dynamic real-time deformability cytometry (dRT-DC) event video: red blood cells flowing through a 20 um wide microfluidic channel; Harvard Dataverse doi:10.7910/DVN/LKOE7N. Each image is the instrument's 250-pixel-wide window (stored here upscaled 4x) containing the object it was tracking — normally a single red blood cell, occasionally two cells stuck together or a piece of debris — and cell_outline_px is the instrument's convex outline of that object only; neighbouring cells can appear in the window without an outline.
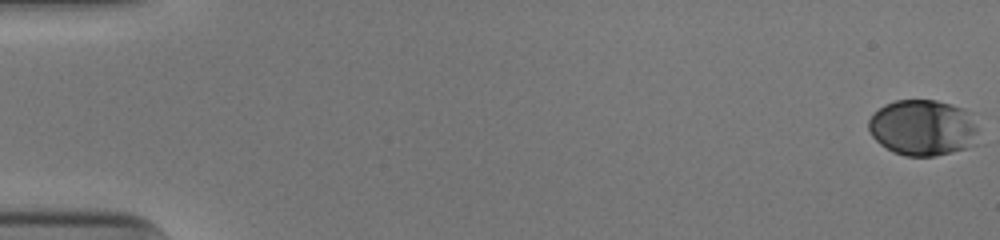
{"species": "human", "species_latin": "Homo sapiens", "temperature_condition": "cold", "stored_images_in_passage": 54, "camera_frame_rate_fps": 3000, "um_per_image_px": 0.085, "donor": {"sex": "male"}, "frame": {"image": 1, "passage_image": 1, "time_ms": 0.0, "image_size_px": [1000, 240], "cell_outline_px": [[984, 144], [936, 156], [904, 156], [892, 152], [880, 144], [872, 136], [868, 128], [868, 120], [872, 112], [884, 104], [896, 100], [936, 100], [952, 104], [976, 112], [984, 140]], "centroid_in_image_um": [78.61, 10.86], "position_along_channel_um": 6.4, "area_um2": 37.92}}
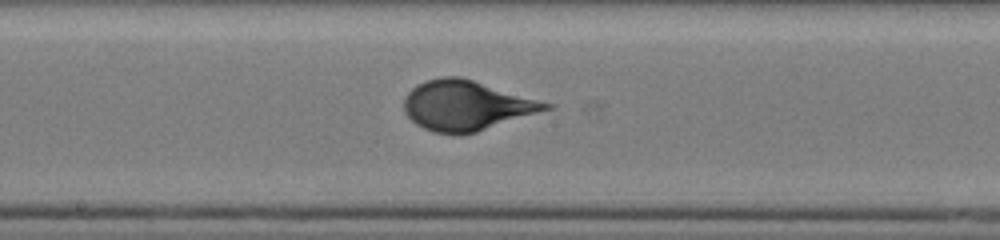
{"frame": {"image": 2, "passage_image": 30, "time_ms": 9.667, "image_size_px": [1000, 240], "cell_outline_px": [[552, 108], [476, 132], [460, 136], [432, 132], [416, 124], [404, 112], [404, 96], [412, 88], [428, 80], [444, 76], [460, 76], [552, 104]], "centroid_in_image_um": [39.59, 8.99], "position_along_channel_um": 208.6, "area_um2": 40.86}}
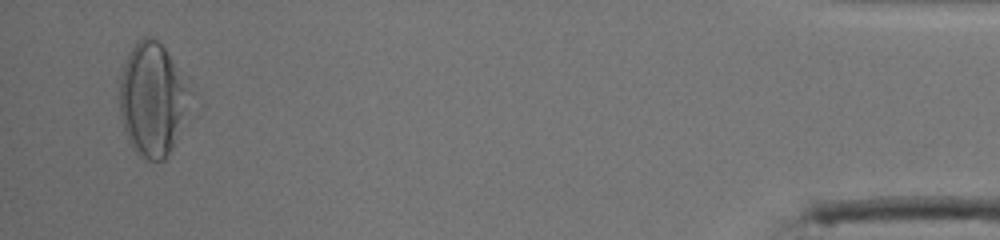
{"frame": {"image": 3, "passage_image": 52, "time_ms": 17.0, "image_size_px": [1000, 240], "cell_outline_px": [[188, 92], [172, 144], [164, 160], [148, 160], [140, 156], [132, 148], [128, 140], [120, 116], [120, 80], [124, 64], [132, 48], [144, 36], [152, 36], [164, 48]], "centroid_in_image_um": [12.82, 8.45], "position_along_channel_um": 422.4, "area_um2": 43.58}}